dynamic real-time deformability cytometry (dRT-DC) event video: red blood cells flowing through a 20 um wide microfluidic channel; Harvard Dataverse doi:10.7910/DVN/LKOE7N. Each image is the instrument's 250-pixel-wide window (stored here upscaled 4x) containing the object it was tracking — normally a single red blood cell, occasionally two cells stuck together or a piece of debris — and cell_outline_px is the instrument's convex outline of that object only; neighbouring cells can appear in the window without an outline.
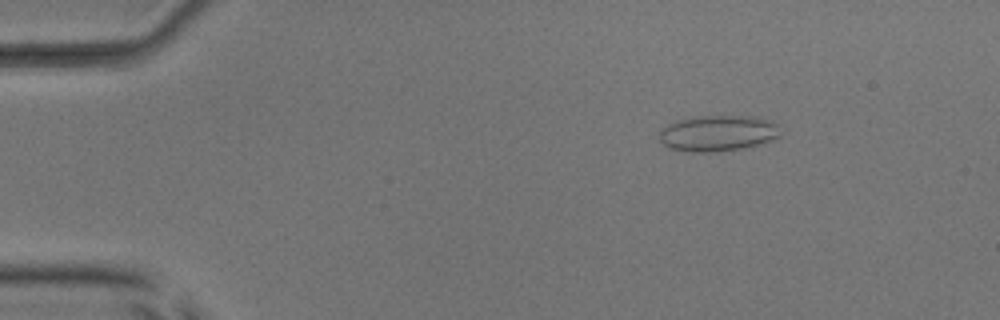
{"species": "common noctule bat (a hibernating species)", "species_latin": "Nyctalus noctula", "temperature_condition": "room temperature", "stored_images_in_passage": 45, "camera_frame_rate_fps": 3000, "um_per_image_px": 0.085, "animal": {"sex": "male", "body_mass_g": 17.9, "forearm_length_mm": 54.2}, "frame": {"image": 1, "passage_image": 1, "time_ms": 0.0, "image_size_px": [1000, 320], "cell_outline_px": [[780, 136], [772, 140], [760, 144], [744, 148], [716, 152], [692, 152], [672, 148], [664, 144], [660, 140], [660, 128], [676, 120], [696, 116], [760, 116], [772, 120], [780, 124]], "centroid_in_image_um": [61.08, 11.31], "position_along_channel_um": 23.9, "area_um2": 25.78}}
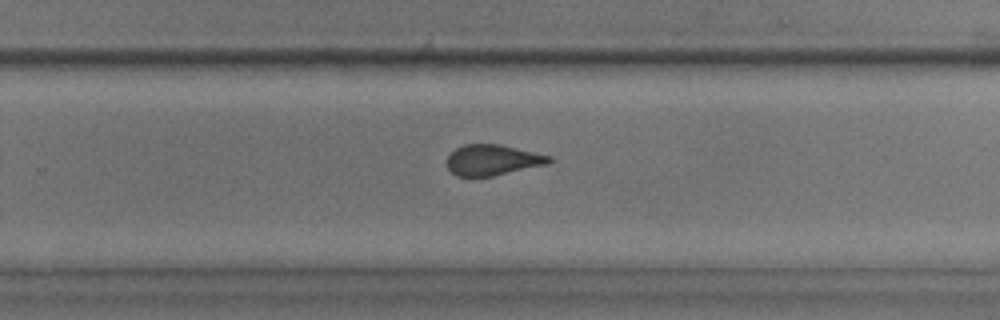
{"frame": {"image": 2, "passage_image": 27, "time_ms": 8.667, "image_size_px": [1000, 320], "cell_outline_px": [[552, 160], [548, 164], [492, 176], [456, 176], [448, 168], [448, 152], [464, 144], [500, 144], [552, 156]], "centroid_in_image_um": [41.86, 13.59], "position_along_channel_um": 287.9, "area_um2": 18.26}}
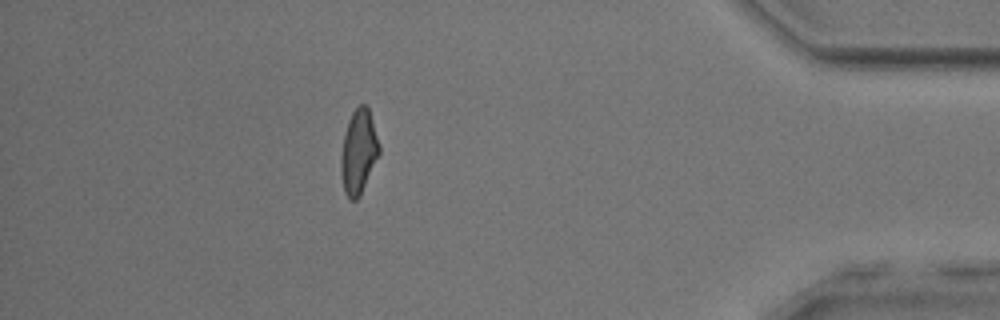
{"frame": {"image": 3, "passage_image": 39, "time_ms": 12.667, "image_size_px": [1000, 320], "cell_outline_px": [[380, 152], [360, 196], [356, 200], [352, 200], [344, 192], [340, 172], [340, 156], [344, 132], [348, 120], [352, 112], [360, 104], [364, 104], [368, 108], [380, 144]], "centroid_in_image_um": [30.46, 12.9], "position_along_channel_um": 404.7, "area_um2": 18.84}, "authors_computed_cell_mechanics": {"area_um2": 19.363, "velocity_mm_per_s": 4.0005, "shape_relaxation_time_tau1_ms": null, "shape_relaxation_time_tau2_ms": 1.169, "deformation_change_tau1": null, "deformation_change_tau2": 0.0909}}